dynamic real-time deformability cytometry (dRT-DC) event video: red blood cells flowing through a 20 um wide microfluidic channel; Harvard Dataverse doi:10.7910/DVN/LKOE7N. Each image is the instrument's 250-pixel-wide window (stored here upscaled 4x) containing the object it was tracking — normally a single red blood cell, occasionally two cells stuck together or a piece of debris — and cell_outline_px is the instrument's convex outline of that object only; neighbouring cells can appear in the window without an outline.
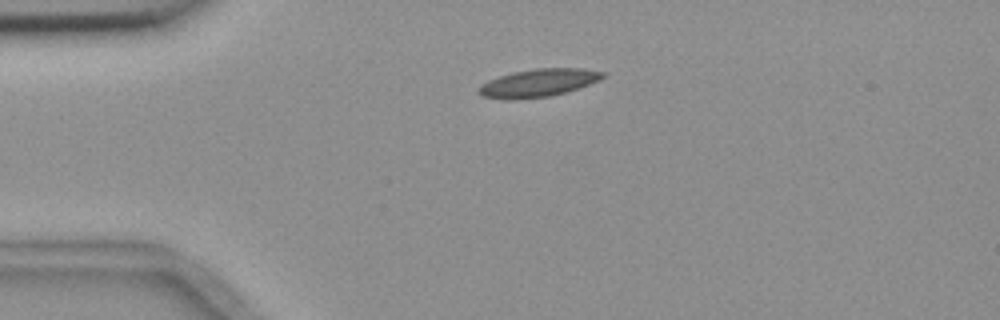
{"species": "common noctule bat (a hibernating species)", "species_latin": "Nyctalus noctula", "temperature_condition": "room temperature", "stored_images_in_passage": 3, "camera_frame_rate_fps": 3000, "um_per_image_px": 0.085, "animal": {"sex": "female", "body_mass_g": 18.4}, "frame": {"image": 1, "passage_image": 1, "time_ms": 0.0, "image_size_px": [1000, 320], "cell_outline_px": [[608, 76], [588, 84], [564, 92], [548, 96], [516, 100], [508, 100], [480, 96], [476, 92], [476, 88], [480, 84], [488, 80], [512, 72], [536, 68], [584, 68], [608, 72]], "centroid_in_image_um": [45.72, 7.04], "position_along_channel_um": 39.3, "area_um2": 20.4}}